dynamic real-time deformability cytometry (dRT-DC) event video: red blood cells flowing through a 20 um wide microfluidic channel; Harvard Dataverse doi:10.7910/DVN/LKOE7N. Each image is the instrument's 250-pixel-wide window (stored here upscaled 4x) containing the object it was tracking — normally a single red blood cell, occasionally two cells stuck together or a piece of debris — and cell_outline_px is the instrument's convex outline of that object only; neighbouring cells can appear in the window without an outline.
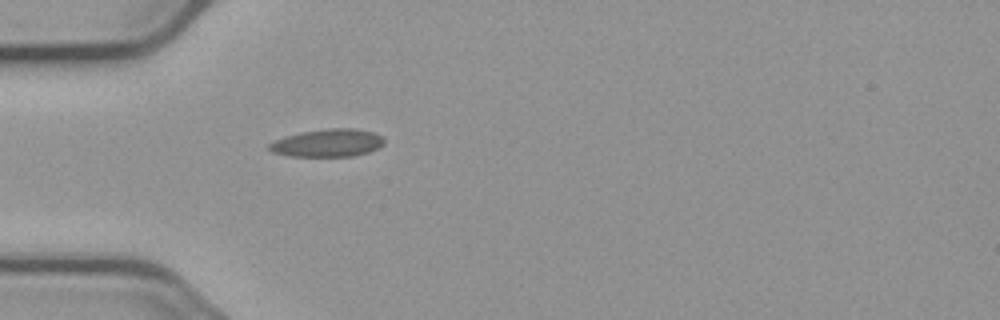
{"species": "common noctule bat (a hibernating species)", "species_latin": "Nyctalus noctula", "temperature_condition": "cold", "stored_images_in_passage": 1, "camera_frame_rate_fps": 3000, "um_per_image_px": 0.085, "animal": {"sex": "male", "body_mass_g": 23.1, "forearm_length_mm": 52.7}, "frame": {"image": 1, "passage_image": 1, "time_ms": 0.0, "image_size_px": [1000, 320], "cell_outline_px": [[384, 144], [368, 152], [352, 156], [288, 156], [272, 152], [268, 148], [268, 144], [276, 140], [300, 132], [328, 128], [352, 128], [372, 132], [380, 136], [384, 140]], "centroid_in_image_um": [27.83, 12.15], "position_along_channel_um": 57.2, "area_um2": 18.38}}